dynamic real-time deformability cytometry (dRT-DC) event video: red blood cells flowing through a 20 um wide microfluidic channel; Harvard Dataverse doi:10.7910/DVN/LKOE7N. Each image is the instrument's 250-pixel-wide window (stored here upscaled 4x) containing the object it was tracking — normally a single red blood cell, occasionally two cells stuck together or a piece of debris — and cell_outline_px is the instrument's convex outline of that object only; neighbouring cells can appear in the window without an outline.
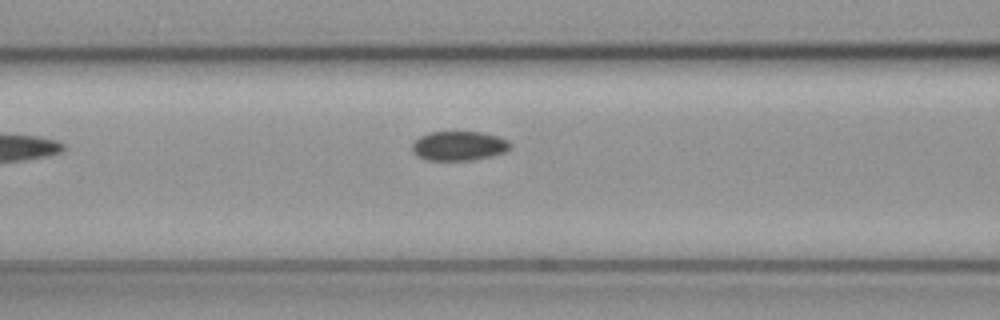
{"species": "common noctule bat (a hibernating species)", "species_latin": "Nyctalus noctula", "temperature_condition": "cold", "stored_images_in_passage": 17, "camera_frame_rate_fps": 3000, "um_per_image_px": 0.085, "animal": {"sex": "female", "body_mass_g": 19.3, "forearm_length_mm": 54.1}, "frame": {"image": 1, "passage_image": 15, "time_ms": 4.667, "image_size_px": [1000, 320], "cell_outline_px": [[512, 148], [504, 152], [492, 156], [472, 160], [428, 160], [416, 156], [412, 152], [412, 144], [420, 136], [428, 132], [480, 132], [496, 136], [508, 140], [512, 144]], "centroid_in_image_um": [39.01, 12.4], "position_along_channel_um": 127.6, "area_um2": 16.88}}